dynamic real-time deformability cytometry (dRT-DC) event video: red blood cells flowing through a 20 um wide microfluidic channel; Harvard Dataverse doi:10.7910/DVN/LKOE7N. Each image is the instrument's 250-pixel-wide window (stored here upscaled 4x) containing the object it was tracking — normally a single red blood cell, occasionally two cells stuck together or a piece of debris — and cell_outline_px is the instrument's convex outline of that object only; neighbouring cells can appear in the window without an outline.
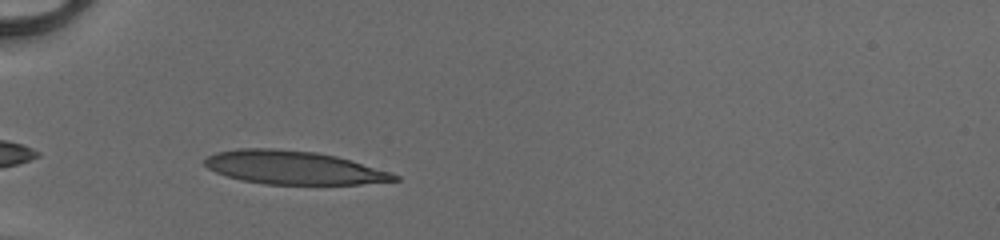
{"species": "human", "species_latin": "Homo sapiens", "temperature_condition": "cold", "stored_images_in_passage": 30, "camera_frame_rate_fps": 3000, "um_per_image_px": 0.085, "donor": {"sex": "male"}, "frame": {"image": 1, "passage_image": 2, "time_ms": 0.333, "image_size_px": [1000, 240], "cell_outline_px": [[400, 180], [360, 184], [264, 184], [244, 180], [228, 176], [216, 172], [208, 168], [204, 164], [204, 160], [208, 156], [216, 152], [236, 148], [272, 148], [316, 152], [336, 156], [392, 172], [400, 176]], "centroid_in_image_um": [24.96, 14.24], "position_along_channel_um": 60.0, "area_um2": 36.82}}
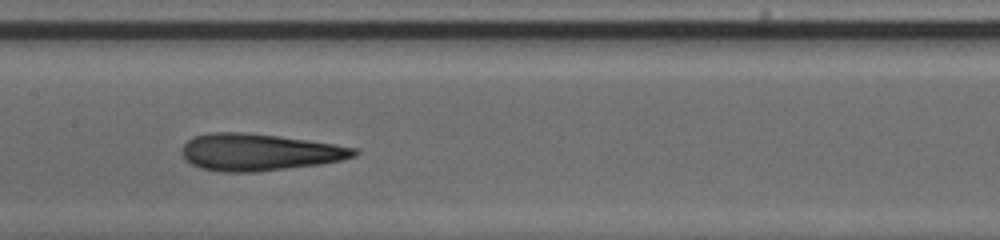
{"frame": {"image": 2, "passage_image": 12, "time_ms": 3.667, "image_size_px": [1000, 240], "cell_outline_px": [[360, 152], [356, 156], [344, 160], [320, 164], [256, 172], [220, 172], [200, 168], [192, 164], [180, 152], [180, 148], [192, 136], [208, 132], [244, 132], [308, 140], [360, 148]], "centroid_in_image_um": [22.04, 12.93], "position_along_channel_um": 185.4, "area_um2": 37.4}}
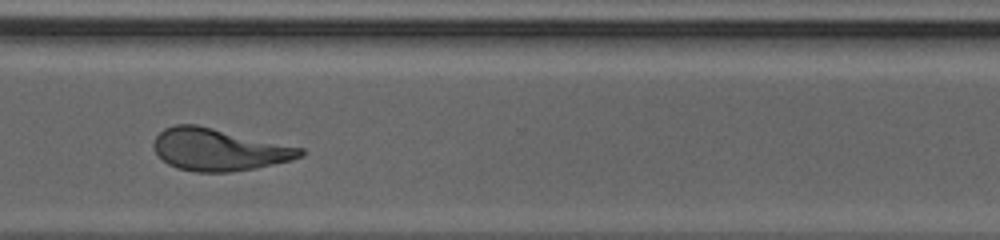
{"frame": {"image": 3, "passage_image": 24, "time_ms": 7.667, "image_size_px": [1000, 240], "cell_outline_px": [[304, 156], [292, 160], [256, 168], [228, 172], [196, 172], [176, 168], [168, 164], [156, 152], [152, 144], [156, 136], [164, 128], [176, 124], [196, 124], [304, 148]], "centroid_in_image_um": [18.61, 12.72], "position_along_channel_um": 352.0, "area_um2": 36.01}, "authors_computed_cell_mechanics": {"area_um2": 36.125, "velocity_mm_per_s": 4.1701, "shape_relaxation_time_tau1_ms": 7.4141, "shape_relaxation_time_tau2_ms": 1.6523, "deformation_change_tau1": 0.2723, "deformation_change_tau2": 0.108}}